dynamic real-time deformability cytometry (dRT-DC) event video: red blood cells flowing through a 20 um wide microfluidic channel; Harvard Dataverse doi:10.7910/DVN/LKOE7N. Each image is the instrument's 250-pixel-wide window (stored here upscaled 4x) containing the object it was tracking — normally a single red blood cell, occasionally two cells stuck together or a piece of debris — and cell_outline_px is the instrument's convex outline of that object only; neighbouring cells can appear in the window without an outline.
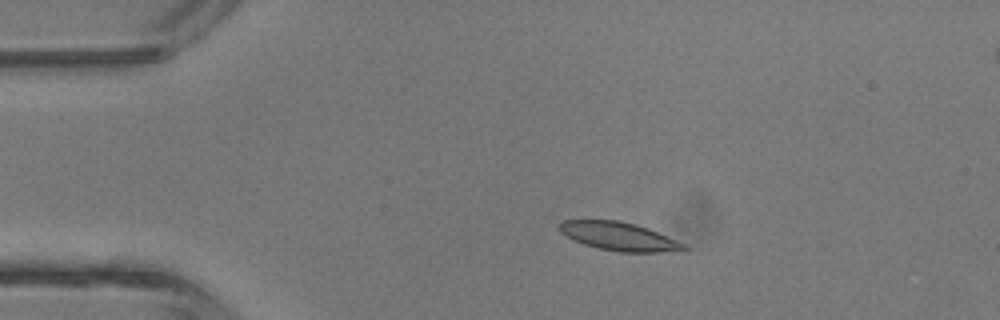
{"species": "common noctule bat (a hibernating species)", "species_latin": "Nyctalus noctula", "temperature_condition": "room temperature", "stored_images_in_passage": 5, "camera_frame_rate_fps": 3000, "um_per_image_px": 0.085, "animal": {"sex": "male", "body_mass_g": 13.3}, "frame": {"image": 1, "passage_image": 3, "time_ms": 2.333, "image_size_px": [1000, 320], "cell_outline_px": [[688, 248], [660, 252], [620, 252], [600, 248], [584, 244], [572, 240], [560, 232], [556, 228], [556, 224], [560, 220], [616, 220], [636, 224], [648, 228], [688, 244]], "centroid_in_image_um": [52.56, 20.07], "position_along_channel_um": 32.4, "area_um2": 20.75}}